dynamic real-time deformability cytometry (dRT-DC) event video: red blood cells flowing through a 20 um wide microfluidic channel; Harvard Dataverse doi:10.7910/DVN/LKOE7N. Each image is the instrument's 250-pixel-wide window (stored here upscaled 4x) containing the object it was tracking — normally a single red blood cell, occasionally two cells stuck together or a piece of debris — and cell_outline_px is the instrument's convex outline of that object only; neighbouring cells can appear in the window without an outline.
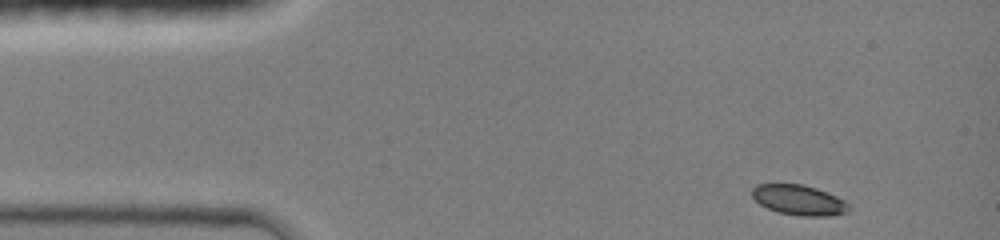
{"species": "common noctule bat (a hibernating species)", "species_latin": "Nyctalus noctula", "temperature_condition": "room temperature", "stored_images_in_passage": 40, "camera_frame_rate_fps": 3000, "um_per_image_px": 0.085, "animal": {"sex": "female", "body_mass_g": 19.0, "forearm_length_mm": 51.5}, "frame": {"image": 1, "passage_image": 1, "time_ms": 0.0, "image_size_px": [1000, 240], "cell_outline_px": [[848, 212], [832, 216], [800, 216], [776, 212], [760, 204], [752, 196], [752, 188], [756, 184], [800, 184], [816, 188], [836, 196], [844, 200], [848, 204]], "centroid_in_image_um": [67.9, 17.01], "position_along_channel_um": 17.1, "area_um2": 16.99}}
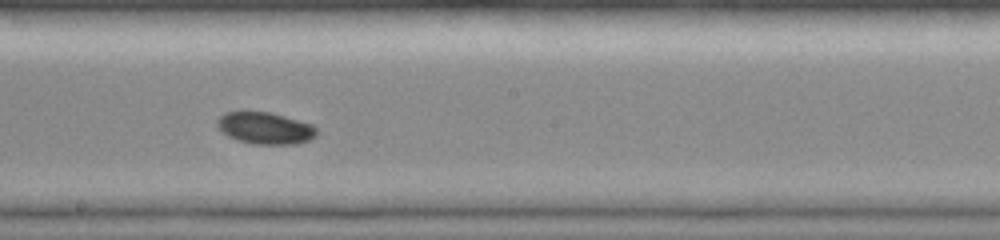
{"frame": {"image": 2, "passage_image": 22, "time_ms": 7.0, "image_size_px": [1000, 240], "cell_outline_px": [[316, 136], [308, 140], [296, 144], [256, 144], [236, 140], [228, 136], [216, 124], [216, 120], [224, 112], [244, 108], [268, 112], [284, 116], [312, 124], [316, 128]], "centroid_in_image_um": [22.48, 10.84], "position_along_channel_um": 225.7, "area_um2": 18.9}}
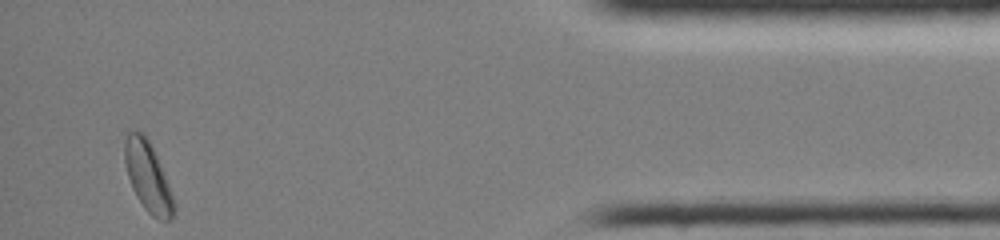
{"frame": {"image": 3, "passage_image": 40, "time_ms": 13.0, "image_size_px": [1000, 240], "cell_outline_px": [[176, 212], [168, 220], [160, 220], [152, 216], [144, 208], [136, 196], [132, 188], [128, 176], [124, 160], [124, 140], [128, 132], [136, 128], [144, 132], [156, 156], [168, 184], [176, 204]], "centroid_in_image_um": [12.55, 15.0], "position_along_channel_um": 422.6, "area_um2": 20.0}, "authors_computed_cell_mechanics": {"area_um2": 18.1781, "velocity_mm_per_s": 4.1218, "shape_relaxation_time_tau1_ms": 2.6264, "shape_relaxation_time_tau2_ms": null, "deformation_change_tau1": 0.0742, "deformation_change_tau2": null}}